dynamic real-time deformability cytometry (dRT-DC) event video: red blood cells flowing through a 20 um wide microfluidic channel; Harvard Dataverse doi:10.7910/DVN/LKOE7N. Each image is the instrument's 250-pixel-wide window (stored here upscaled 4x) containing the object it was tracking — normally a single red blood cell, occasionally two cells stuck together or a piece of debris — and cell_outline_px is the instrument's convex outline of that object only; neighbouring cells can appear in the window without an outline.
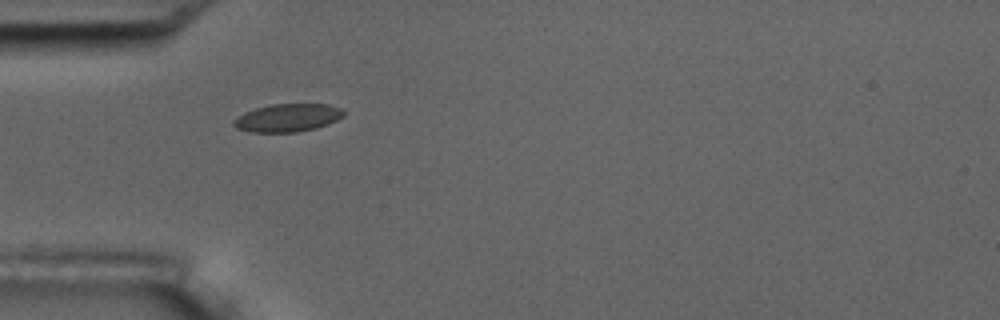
{"species": "common noctule bat (a hibernating species)", "species_latin": "Nyctalus noctula", "temperature_condition": "room temperature", "stored_images_in_passage": 2, "camera_frame_rate_fps": 3000, "um_per_image_px": 0.085, "animal": {"sex": "male", "body_mass_g": 17.5, "forearm_length_mm": 52.3}, "frame": {"image": 1, "passage_image": 1, "time_ms": 0.0, "image_size_px": [1000, 320], "cell_outline_px": [[344, 116], [328, 124], [316, 128], [296, 132], [248, 132], [236, 128], [232, 124], [232, 120], [244, 112], [256, 108], [272, 104], [328, 104], [340, 108], [344, 112]], "centroid_in_image_um": [24.42, 10.01], "position_along_channel_um": 60.6, "area_um2": 17.98}}